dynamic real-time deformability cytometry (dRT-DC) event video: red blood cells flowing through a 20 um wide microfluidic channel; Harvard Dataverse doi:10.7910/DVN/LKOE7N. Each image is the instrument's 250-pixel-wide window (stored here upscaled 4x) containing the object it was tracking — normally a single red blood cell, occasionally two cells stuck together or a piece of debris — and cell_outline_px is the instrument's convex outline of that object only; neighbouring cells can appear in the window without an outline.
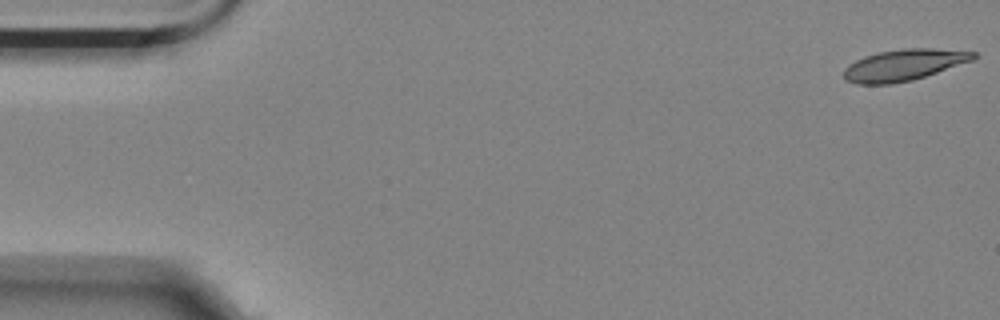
{"species": "Egyptian fruit bat (a non-hibernating species)", "species_latin": "Rousettus aegyptiacus", "temperature_condition": "room temperature", "stored_images_in_passage": 56, "camera_frame_rate_fps": 3000, "um_per_image_px": 0.085, "animal": {"sex": "female"}, "frame": {"image": 1, "passage_image": 1, "time_ms": 0.0, "image_size_px": [1000, 320], "cell_outline_px": [[976, 56], [972, 60], [912, 80], [892, 84], [856, 84], [844, 80], [844, 68], [848, 64], [864, 56], [880, 52], [904, 48], [932, 48], [976, 52]], "centroid_in_image_um": [76.76, 5.53], "position_along_channel_um": 8.2, "area_um2": 23.47}}
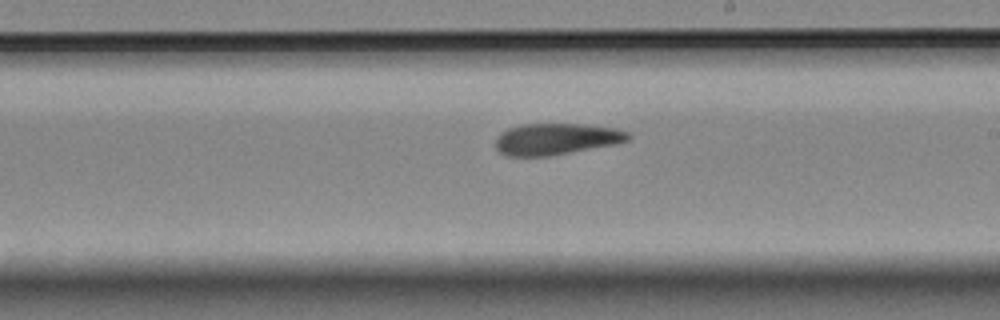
{"frame": {"image": 2, "passage_image": 32, "time_ms": 10.333, "image_size_px": [1000, 320], "cell_outline_px": [[632, 136], [628, 140], [616, 144], [548, 156], [504, 156], [496, 148], [496, 140], [500, 132], [508, 128], [520, 124], [580, 124], [616, 128], [628, 132]], "centroid_in_image_um": [47.26, 11.81], "position_along_channel_um": 241.7, "area_um2": 24.33}}
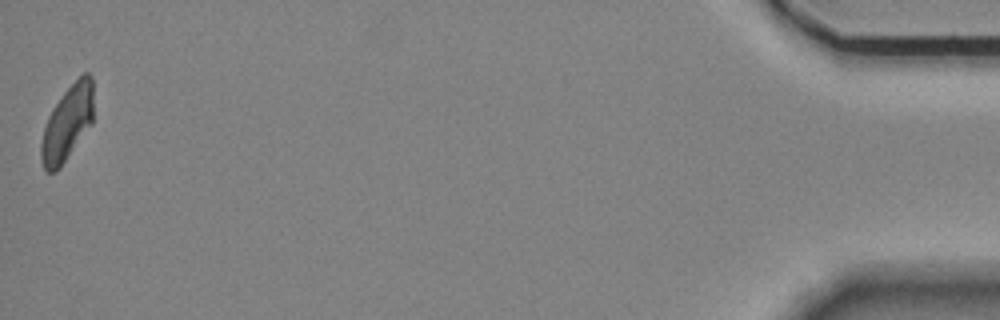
{"frame": {"image": 3, "passage_image": 56, "time_ms": 18.333, "image_size_px": [1000, 320], "cell_outline_px": [[92, 124], [60, 168], [56, 172], [48, 172], [44, 168], [40, 160], [40, 144], [44, 128], [48, 116], [52, 108], [64, 92], [84, 72], [88, 72], [92, 76]], "centroid_in_image_um": [5.7, 10.5], "position_along_channel_um": 429.5, "area_um2": 22.83}, "authors_computed_cell_mechanics": {"area_um2": 24.2182, "velocity_mm_per_s": 3.5073, "shape_relaxation_time_tau1_ms": null, "shape_relaxation_time_tau2_ms": 3.4799, "deformation_change_tau1": null, "deformation_change_tau2": 0.1068}}